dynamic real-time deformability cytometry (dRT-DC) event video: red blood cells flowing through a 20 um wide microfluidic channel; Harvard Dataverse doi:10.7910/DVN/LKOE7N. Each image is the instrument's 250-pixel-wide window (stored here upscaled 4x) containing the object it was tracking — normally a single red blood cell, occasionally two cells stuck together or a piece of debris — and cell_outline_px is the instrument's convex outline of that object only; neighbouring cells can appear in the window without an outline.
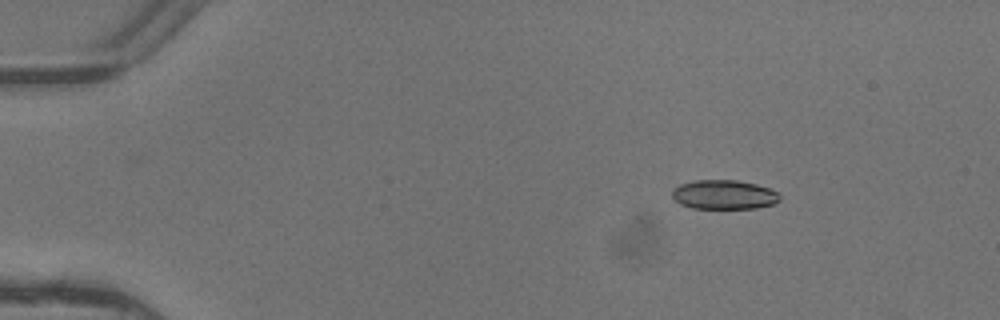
{"species": "common noctule bat (a hibernating species)", "species_latin": "Nyctalus noctula", "temperature_condition": "warm", "stored_images_in_passage": 3, "camera_frame_rate_fps": 3000, "um_per_image_px": 0.085, "animal": {"sex": "female"}, "frame": {"image": 1, "passage_image": 1, "time_ms": 0.0, "image_size_px": [1000, 320], "cell_outline_px": [[780, 200], [776, 204], [756, 208], [692, 208], [680, 204], [672, 196], [672, 192], [680, 184], [696, 180], [736, 180], [756, 184], [768, 188], [776, 192], [780, 196]], "centroid_in_image_um": [61.56, 16.55], "position_along_channel_um": 23.4, "area_um2": 18.26}}